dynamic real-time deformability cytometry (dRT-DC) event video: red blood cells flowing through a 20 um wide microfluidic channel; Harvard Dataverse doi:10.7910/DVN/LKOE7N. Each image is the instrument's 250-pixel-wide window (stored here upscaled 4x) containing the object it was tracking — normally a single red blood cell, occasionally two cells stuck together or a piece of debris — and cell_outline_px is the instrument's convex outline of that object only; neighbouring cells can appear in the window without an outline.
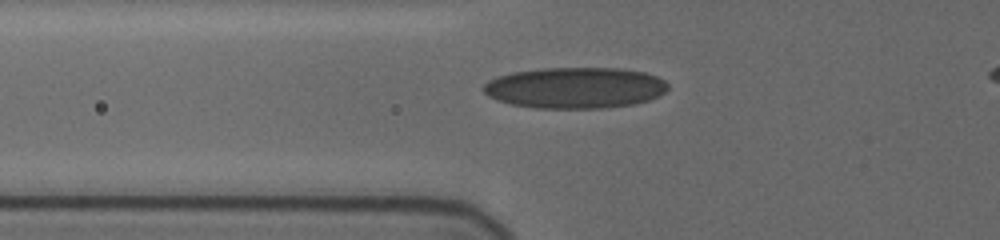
{"species": "human", "species_latin": "Homo sapiens", "temperature_condition": "cold", "stored_images_in_passage": 7, "camera_frame_rate_fps": 3000, "um_per_image_px": 0.085, "donor": {"sex": "female"}, "frame": {"image": 1, "passage_image": 2, "time_ms": 0.667, "image_size_px": [1000, 240], "cell_outline_px": [[668, 88], [660, 96], [648, 100], [632, 104], [604, 108], [536, 108], [508, 104], [488, 96], [480, 88], [488, 80], [496, 76], [512, 72], [540, 68], [624, 68], [644, 72], [656, 76], [664, 80], [668, 84]], "centroid_in_image_um": [48.85, 7.46], "position_along_channel_um": 76.9, "area_um2": 44.56}}
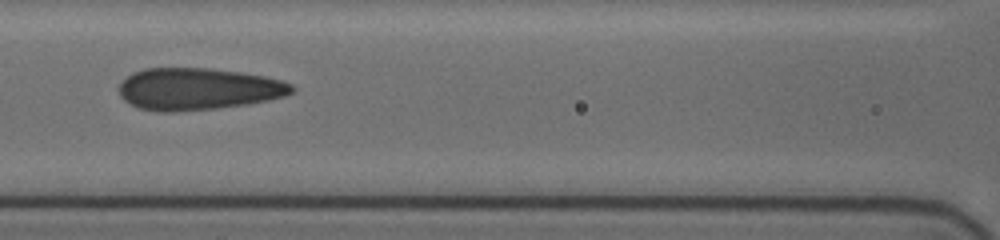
{"frame": {"image": 2, "passage_image": 5, "time_ms": 2.667, "image_size_px": [1000, 240], "cell_outline_px": [[296, 88], [292, 92], [284, 96], [268, 100], [248, 104], [216, 108], [172, 112], [160, 112], [140, 108], [124, 100], [120, 96], [120, 84], [132, 72], [144, 68], [212, 68], [240, 72], [264, 76], [280, 80], [292, 84]], "centroid_in_image_um": [16.84, 7.56], "position_along_channel_um": 149.8, "area_um2": 42.19}}
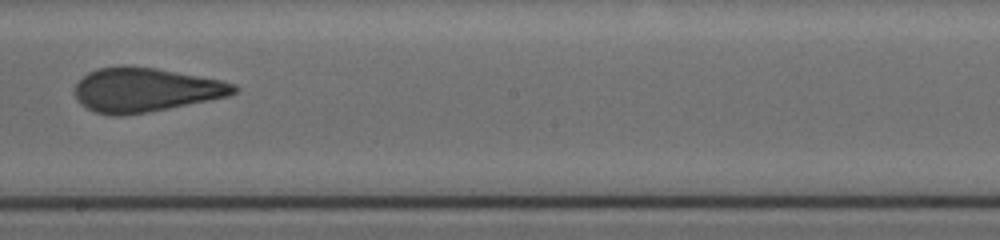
{"frame": {"image": 3, "passage_image": 7, "time_ms": 5.0, "image_size_px": [1000, 240], "cell_outline_px": [[240, 88], [236, 92], [228, 96], [148, 112], [124, 116], [112, 116], [92, 112], [80, 104], [76, 100], [76, 84], [88, 72], [100, 68], [120, 64], [128, 64], [156, 68], [220, 80], [236, 84]], "centroid_in_image_um": [12.32, 7.63], "position_along_channel_um": 235.9, "area_um2": 41.15}}